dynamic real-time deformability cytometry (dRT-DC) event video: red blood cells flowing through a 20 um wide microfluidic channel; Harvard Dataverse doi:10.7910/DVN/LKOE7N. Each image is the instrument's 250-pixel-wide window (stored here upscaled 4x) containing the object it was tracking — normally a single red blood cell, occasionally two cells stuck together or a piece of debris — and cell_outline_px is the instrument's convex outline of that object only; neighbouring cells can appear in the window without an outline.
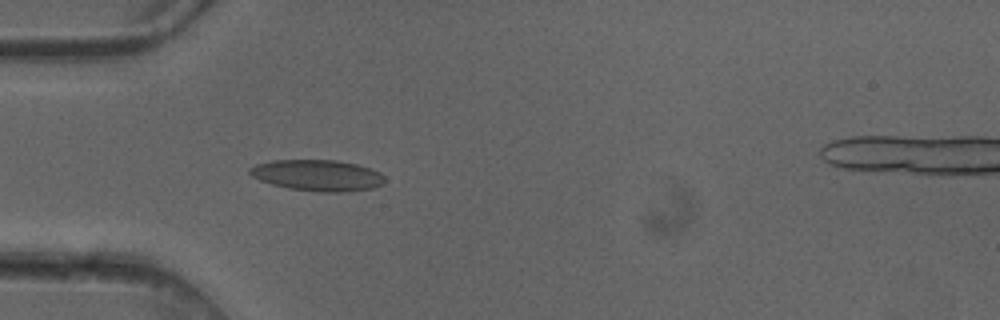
{"species": "common noctule bat (a hibernating species)", "species_latin": "Nyctalus noctula", "temperature_condition": "cold", "stored_images_in_passage": 6, "camera_frame_rate_fps": 3000, "um_per_image_px": 0.085, "animal": {"sex": "female"}, "frame": {"image": 1, "passage_image": 5, "time_ms": 1.333, "image_size_px": [1000, 320], "cell_outline_px": [[384, 184], [372, 188], [348, 192], [320, 192], [288, 188], [272, 184], [260, 180], [252, 176], [248, 172], [248, 168], [256, 164], [272, 160], [336, 160], [356, 164], [372, 168], [380, 172], [384, 176]], "centroid_in_image_um": [27.0, 14.9], "position_along_channel_um": 58.0, "area_um2": 24.68}}